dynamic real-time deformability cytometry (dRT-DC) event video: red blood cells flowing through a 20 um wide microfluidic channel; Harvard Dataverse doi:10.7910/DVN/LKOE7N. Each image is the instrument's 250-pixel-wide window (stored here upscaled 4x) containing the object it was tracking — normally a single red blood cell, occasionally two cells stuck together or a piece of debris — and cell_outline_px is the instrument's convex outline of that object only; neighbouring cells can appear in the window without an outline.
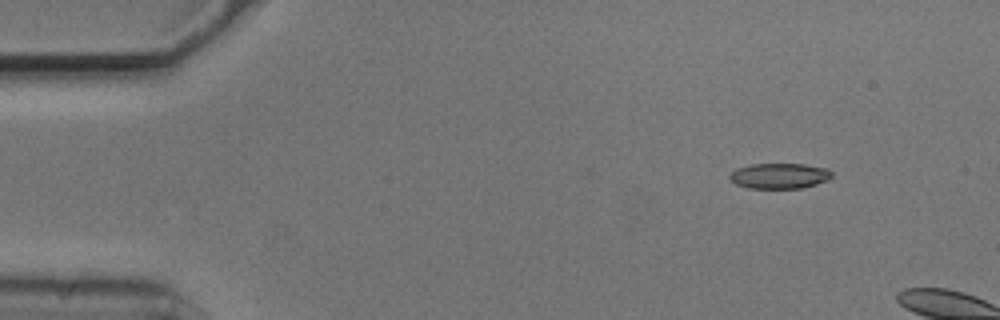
{"species": "common noctule bat (a hibernating species)", "species_latin": "Nyctalus noctula", "temperature_condition": "cold", "stored_images_in_passage": 2, "camera_frame_rate_fps": 3000, "um_per_image_px": 0.085, "animal": {"sex": "male", "body_mass_g": 20.5, "forearm_length_mm": 52.5}, "frame": {"image": 1, "passage_image": 1, "time_ms": 0.0, "image_size_px": [1000, 320], "cell_outline_px": [[832, 176], [828, 180], [816, 184], [800, 188], [748, 188], [736, 184], [728, 176], [736, 168], [752, 164], [804, 164], [828, 168], [832, 172]], "centroid_in_image_um": [66.27, 14.94], "position_along_channel_um": 18.7, "area_um2": 15.14}}